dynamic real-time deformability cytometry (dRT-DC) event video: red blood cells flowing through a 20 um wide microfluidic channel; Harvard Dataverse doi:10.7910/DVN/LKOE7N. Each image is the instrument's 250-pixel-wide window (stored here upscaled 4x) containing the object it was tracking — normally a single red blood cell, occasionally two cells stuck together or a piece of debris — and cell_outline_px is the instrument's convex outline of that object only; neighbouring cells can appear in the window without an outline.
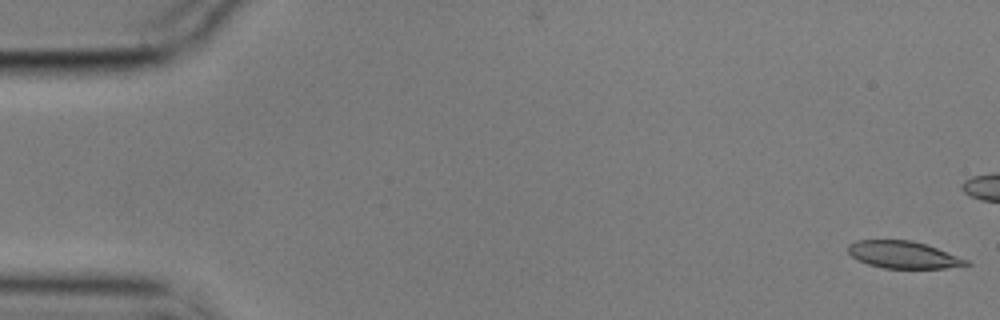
{"species": "common noctule bat (a hibernating species)", "species_latin": "Nyctalus noctula", "temperature_condition": "cold", "stored_images_in_passage": 12, "camera_frame_rate_fps": 3000, "um_per_image_px": 0.085, "animal": {"sex": "male", "body_mass_g": 17.9}, "frame": {"image": 1, "passage_image": 1, "time_ms": 0.0, "image_size_px": [1000, 320], "cell_outline_px": [[972, 264], [944, 268], [884, 268], [868, 264], [852, 256], [848, 252], [848, 244], [856, 240], [912, 240], [936, 248], [968, 260]], "centroid_in_image_um": [76.76, 21.65], "position_along_channel_um": 8.2, "area_um2": 18.44}}